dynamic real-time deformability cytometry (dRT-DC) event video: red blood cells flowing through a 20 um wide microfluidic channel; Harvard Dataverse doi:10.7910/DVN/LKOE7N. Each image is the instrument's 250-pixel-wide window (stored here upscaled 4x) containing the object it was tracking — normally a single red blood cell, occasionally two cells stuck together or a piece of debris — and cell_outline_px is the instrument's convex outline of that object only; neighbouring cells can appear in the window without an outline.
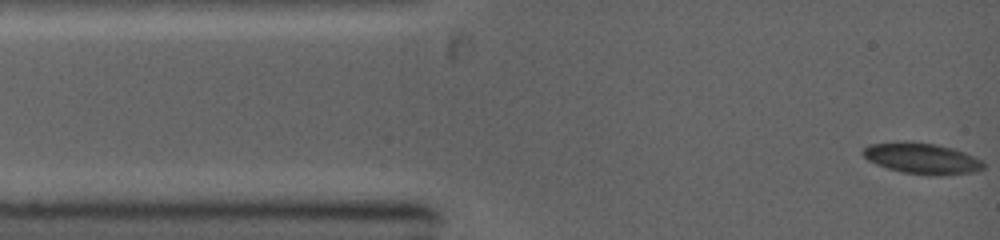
{"species": "common noctule bat (a hibernating species)", "species_latin": "Nyctalus noctula", "temperature_condition": "warm", "stored_images_in_passage": 43, "camera_frame_rate_fps": 5000, "um_per_image_px": 0.085, "animal": {"sex": "female", "body_mass_g": 19.0, "forearm_length_mm": 53.3}, "frame": {"image": 1, "passage_image": 1, "time_ms": 0.0, "image_size_px": [1000, 240], "cell_outline_px": [[984, 168], [972, 172], [940, 176], [928, 176], [900, 172], [876, 164], [868, 160], [860, 152], [868, 144], [900, 140], [912, 140], [936, 144], [952, 148], [964, 152], [984, 160]], "centroid_in_image_um": [78.34, 13.45], "position_along_channel_um": 6.7, "area_um2": 22.37}}
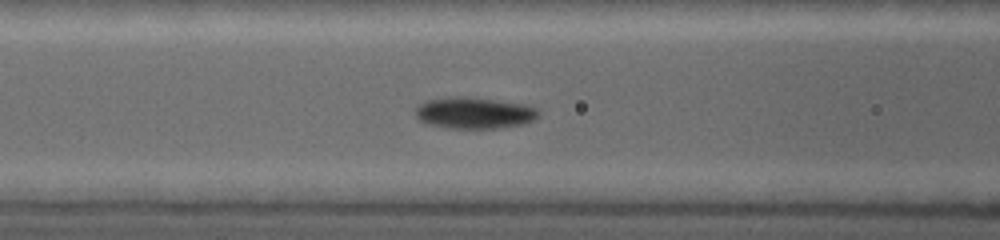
{"frame": {"image": 2, "passage_image": 23, "time_ms": 4.0, "image_size_px": [1000, 240], "cell_outline_px": [[540, 112], [532, 120], [520, 124], [496, 128], [452, 128], [424, 124], [416, 116], [416, 108], [420, 104], [428, 100], [456, 96], [468, 96], [524, 104], [536, 108]], "centroid_in_image_um": [40.27, 9.59], "position_along_channel_um": 126.3, "area_um2": 22.31}}
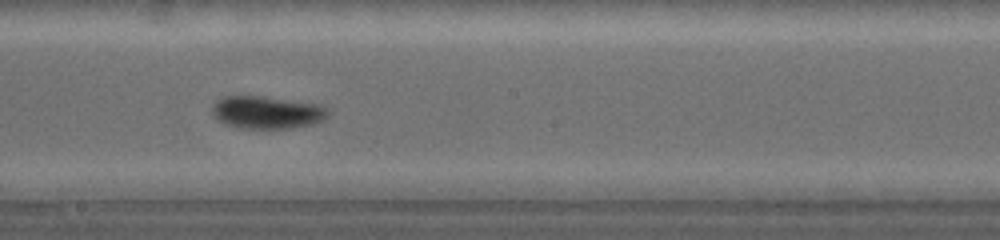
{"frame": {"image": 3, "passage_image": 36, "time_ms": 6.2, "image_size_px": [1000, 240], "cell_outline_px": [[332, 112], [328, 116], [312, 124], [288, 128], [240, 128], [224, 124], [216, 120], [212, 116], [212, 104], [216, 100], [224, 96], [260, 96], [320, 104], [328, 108]], "centroid_in_image_um": [22.66, 9.54], "position_along_channel_um": 225.5, "area_um2": 22.2}}